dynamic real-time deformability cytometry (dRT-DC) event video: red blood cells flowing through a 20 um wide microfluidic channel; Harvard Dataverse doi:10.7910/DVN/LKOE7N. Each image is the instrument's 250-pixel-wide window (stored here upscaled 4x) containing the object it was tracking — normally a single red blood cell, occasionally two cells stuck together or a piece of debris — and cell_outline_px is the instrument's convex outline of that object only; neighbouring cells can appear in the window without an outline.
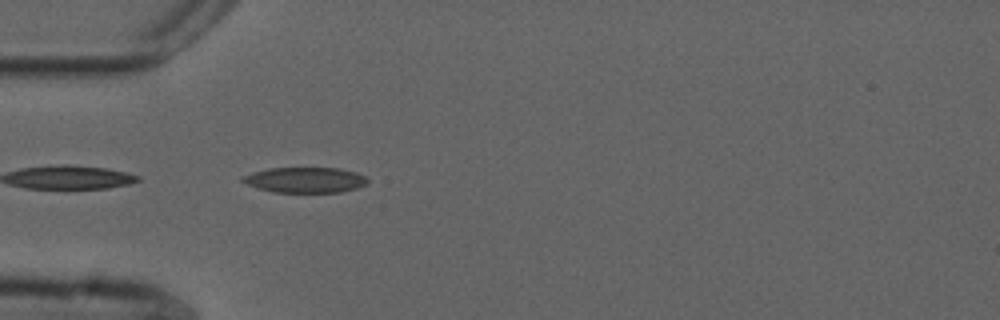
{"species": "common noctule bat (a hibernating species)", "species_latin": "Nyctalus noctula", "temperature_condition": "cold", "stored_images_in_passage": 5, "camera_frame_rate_fps": 3000, "um_per_image_px": 0.085, "animal": {"sex": "male", "forearm_length_mm": 52.5}, "frame": {"image": 1, "passage_image": 1, "time_ms": 0.0, "image_size_px": [1000, 320], "cell_outline_px": [[368, 184], [356, 188], [340, 192], [272, 192], [248, 184], [240, 180], [240, 176], [252, 172], [268, 168], [340, 168], [356, 172], [368, 176]], "centroid_in_image_um": [25.96, 15.28], "position_along_channel_um": 59.0, "area_um2": 18.67}}